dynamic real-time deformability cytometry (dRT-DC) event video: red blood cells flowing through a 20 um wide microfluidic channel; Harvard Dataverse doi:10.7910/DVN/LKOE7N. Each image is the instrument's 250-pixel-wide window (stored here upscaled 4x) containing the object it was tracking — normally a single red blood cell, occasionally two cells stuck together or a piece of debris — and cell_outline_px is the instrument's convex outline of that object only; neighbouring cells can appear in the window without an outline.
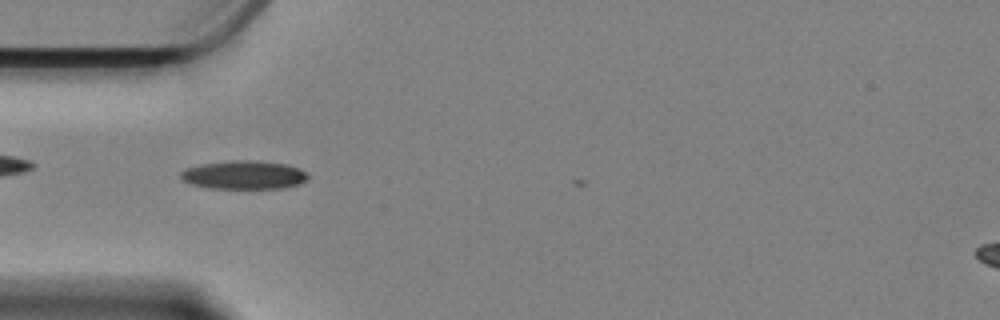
{"species": "Egyptian fruit bat (a non-hibernating species)", "species_latin": "Rousettus aegyptiacus", "temperature_condition": "cold", "stored_images_in_passage": 23, "camera_frame_rate_fps": 3000, "um_per_image_px": 0.085, "animal": {"sex": "female"}, "frame": {"image": 1, "passage_image": 1, "time_ms": 0.0, "image_size_px": [1000, 320], "cell_outline_px": [[312, 176], [308, 180], [300, 184], [280, 188], [212, 188], [192, 184], [184, 180], [180, 176], [180, 172], [188, 168], [204, 164], [232, 160], [248, 160], [288, 164], [300, 168], [308, 172]], "centroid_in_image_um": [20.84, 14.87], "position_along_channel_um": 64.2, "area_um2": 21.1}}
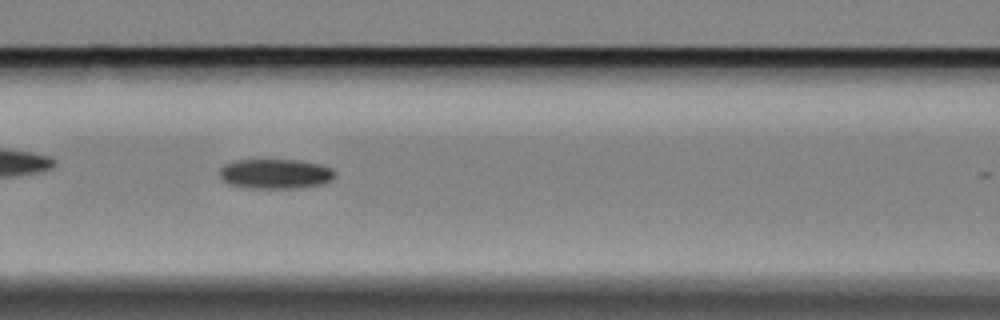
{"frame": {"image": 2, "passage_image": 8, "time_ms": 2.333, "image_size_px": [1000, 320], "cell_outline_px": [[336, 176], [332, 180], [324, 184], [296, 188], [248, 188], [228, 184], [220, 176], [220, 168], [224, 164], [236, 160], [300, 160], [320, 164], [332, 168], [336, 172]], "centroid_in_image_um": [23.44, 14.77], "position_along_channel_um": 143.2, "area_um2": 20.23}}
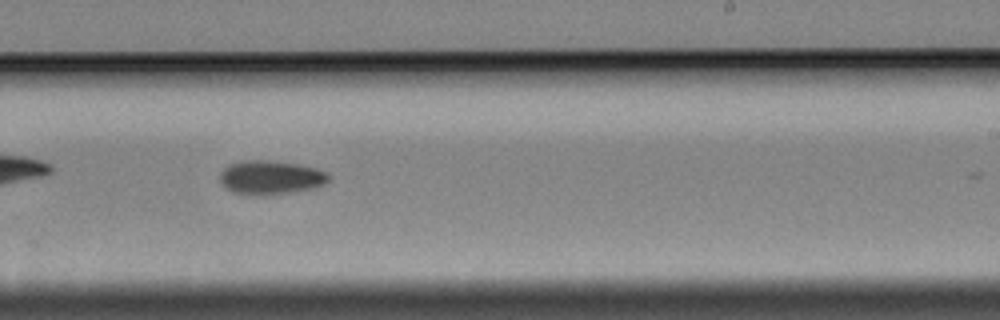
{"frame": {"image": 3, "passage_image": 19, "time_ms": 6.0, "image_size_px": [1000, 320], "cell_outline_px": [[328, 180], [324, 184], [312, 188], [292, 192], [268, 196], [252, 196], [232, 192], [224, 188], [220, 180], [220, 172], [228, 164], [240, 160], [268, 160], [296, 164], [316, 168], [324, 172], [328, 176]], "centroid_in_image_um": [22.92, 15.1], "position_along_channel_um": 266.1, "area_um2": 21.73}}